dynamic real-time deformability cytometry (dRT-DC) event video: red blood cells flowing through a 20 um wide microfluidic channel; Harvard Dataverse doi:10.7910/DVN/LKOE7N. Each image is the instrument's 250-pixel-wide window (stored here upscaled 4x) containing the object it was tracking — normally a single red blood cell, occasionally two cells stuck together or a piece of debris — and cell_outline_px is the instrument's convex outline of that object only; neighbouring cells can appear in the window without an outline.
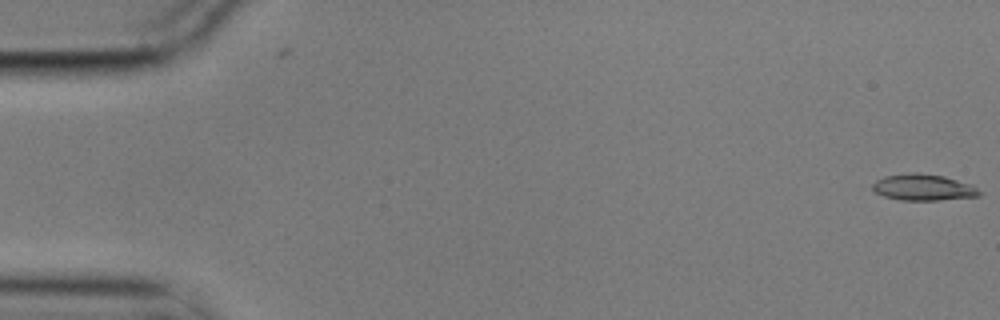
{"species": "common noctule bat (a hibernating species)", "species_latin": "Nyctalus noctula", "temperature_condition": "cold", "stored_images_in_passage": 5, "camera_frame_rate_fps": 3000, "um_per_image_px": 0.085, "animal": {"sex": "male", "body_mass_g": 17.9}, "frame": {"image": 1, "passage_image": 1, "time_ms": 0.0, "image_size_px": [1000, 320], "cell_outline_px": [[984, 192], [980, 196], [940, 200], [900, 200], [884, 196], [876, 192], [872, 188], [872, 184], [876, 180], [884, 176], [912, 172], [916, 172], [944, 176], [972, 184]], "centroid_in_image_um": [78.53, 15.92], "position_along_channel_um": 6.5, "area_um2": 16.59}}
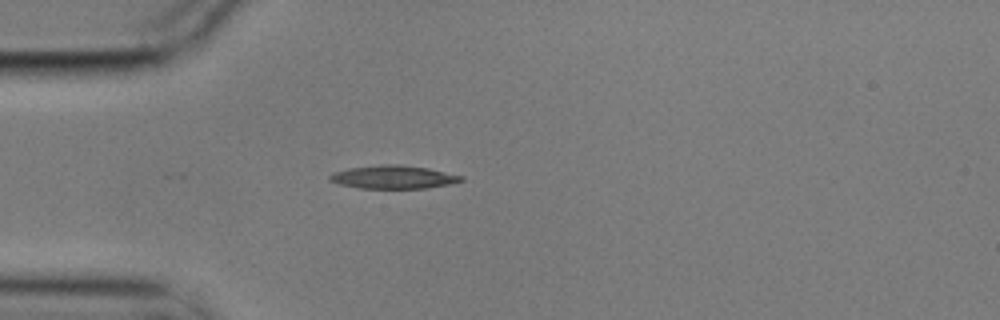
{"frame": {"image": 2, "passage_image": 5, "time_ms": 1.333, "image_size_px": [1000, 320], "cell_outline_px": [[464, 180], [448, 184], [428, 188], [360, 188], [340, 184], [328, 180], [328, 176], [332, 172], [348, 168], [380, 164], [400, 164], [428, 168], [464, 176]], "centroid_in_image_um": [33.41, 15.04], "position_along_channel_um": 51.6, "area_um2": 17.86}}